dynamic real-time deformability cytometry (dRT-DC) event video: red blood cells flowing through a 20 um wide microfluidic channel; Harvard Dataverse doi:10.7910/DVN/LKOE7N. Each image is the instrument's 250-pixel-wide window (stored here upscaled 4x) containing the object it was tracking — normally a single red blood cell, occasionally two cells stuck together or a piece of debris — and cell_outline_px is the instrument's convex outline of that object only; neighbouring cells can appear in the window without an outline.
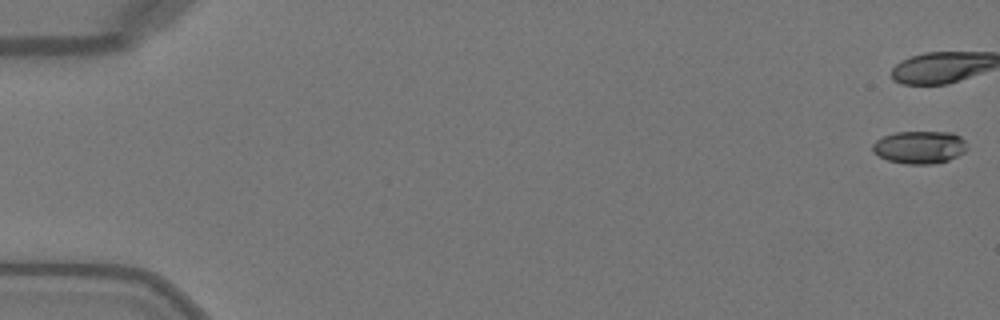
{"species": "Egyptian fruit bat (a non-hibernating species)", "species_latin": "Rousettus aegyptiacus", "temperature_condition": "warm", "stored_images_in_passage": 23, "camera_frame_rate_fps": 3000, "um_per_image_px": 0.085, "animal": {"sex": "female"}, "frame": {"image": 1, "passage_image": 1, "time_ms": 0.0, "image_size_px": [1000, 320], "cell_outline_px": [[968, 148], [964, 152], [948, 160], [932, 164], [904, 164], [888, 160], [872, 152], [872, 144], [876, 140], [884, 136], [896, 132], [952, 132], [960, 136], [964, 140]], "centroid_in_image_um": [78.16, 12.51], "position_along_channel_um": 6.8, "area_um2": 18.03}}